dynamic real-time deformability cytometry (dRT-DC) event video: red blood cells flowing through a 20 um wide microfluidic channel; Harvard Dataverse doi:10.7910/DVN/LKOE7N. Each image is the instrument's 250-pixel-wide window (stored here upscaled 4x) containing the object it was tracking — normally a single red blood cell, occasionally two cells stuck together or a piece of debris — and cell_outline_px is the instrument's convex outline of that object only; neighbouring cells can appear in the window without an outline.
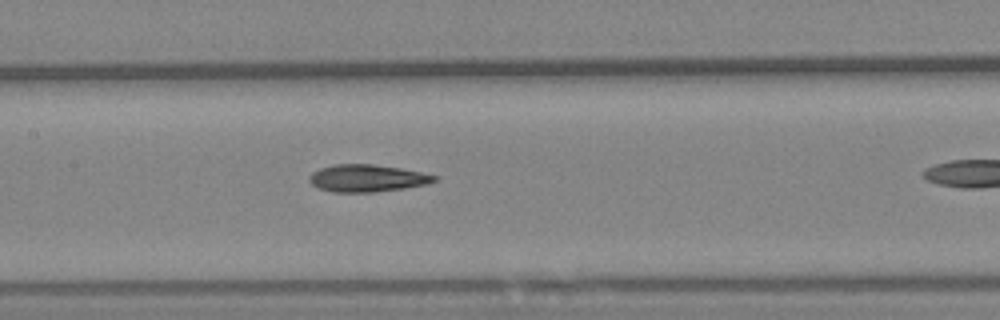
{"species": "Egyptian fruit bat (a non-hibernating species)", "species_latin": "Rousettus aegyptiacus", "temperature_condition": "warm", "stored_images_in_passage": 6, "camera_frame_rate_fps": 3000, "um_per_image_px": 0.085, "animal": {"sex": "female"}, "frame": {"image": 1, "passage_image": 5, "time_ms": 4.667, "image_size_px": [1000, 320], "cell_outline_px": [[440, 176], [436, 180], [428, 184], [404, 188], [372, 192], [332, 192], [320, 188], [312, 184], [308, 180], [308, 176], [312, 172], [320, 168], [332, 164], [372, 164], [400, 168]], "centroid_in_image_um": [31.19, 15.14], "position_along_channel_um": 176.2, "area_um2": 19.88}}